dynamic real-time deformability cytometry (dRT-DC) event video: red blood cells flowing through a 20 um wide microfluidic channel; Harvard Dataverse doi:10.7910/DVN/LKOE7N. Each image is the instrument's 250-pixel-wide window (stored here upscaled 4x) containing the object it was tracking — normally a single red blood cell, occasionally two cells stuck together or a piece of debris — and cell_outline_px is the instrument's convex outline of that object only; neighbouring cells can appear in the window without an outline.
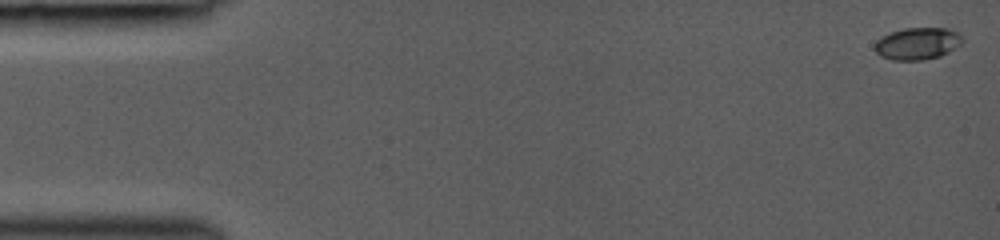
{"species": "common noctule bat (a hibernating species)", "species_latin": "Nyctalus noctula", "temperature_condition": "room temperature", "stored_images_in_passage": 4, "camera_frame_rate_fps": 3000, "um_per_image_px": 0.085, "animal": {"sex": "female", "body_mass_g": 19.0, "forearm_length_mm": 53.3}, "frame": {"image": 1, "passage_image": 1, "time_ms": 0.0, "image_size_px": [1000, 240], "cell_outline_px": [[964, 40], [960, 44], [948, 52], [940, 56], [924, 60], [892, 60], [880, 56], [876, 52], [876, 40], [880, 36], [904, 28], [948, 28], [960, 32], [964, 36]], "centroid_in_image_um": [78.02, 3.69], "position_along_channel_um": 7.0, "area_um2": 16.53}}